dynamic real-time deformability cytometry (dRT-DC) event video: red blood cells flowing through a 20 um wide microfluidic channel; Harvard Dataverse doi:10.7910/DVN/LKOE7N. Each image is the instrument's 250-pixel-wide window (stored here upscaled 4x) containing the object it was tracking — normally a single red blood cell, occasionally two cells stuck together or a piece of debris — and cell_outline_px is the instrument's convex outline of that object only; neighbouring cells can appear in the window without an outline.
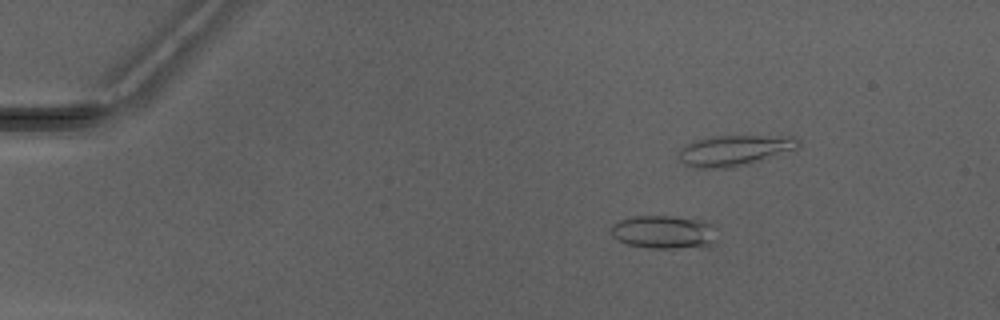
{"species": "Egyptian fruit bat (a non-hibernating species)", "species_latin": "Rousettus aegyptiacus", "temperature_condition": "warm", "stored_images_in_passage": 5, "camera_frame_rate_fps": 3000, "um_per_image_px": 0.085, "animal": {"sex": "male"}, "frame": {"image": 1, "passage_image": 2, "time_ms": 1.333, "image_size_px": [1000, 320], "cell_outline_px": [[720, 228], [716, 240], [704, 248], [648, 248], [628, 244], [612, 236], [612, 224], [620, 220], [632, 216], [668, 216], [704, 220], [716, 224]], "centroid_in_image_um": [56.56, 19.73], "position_along_channel_um": 28.4, "area_um2": 21.15}}